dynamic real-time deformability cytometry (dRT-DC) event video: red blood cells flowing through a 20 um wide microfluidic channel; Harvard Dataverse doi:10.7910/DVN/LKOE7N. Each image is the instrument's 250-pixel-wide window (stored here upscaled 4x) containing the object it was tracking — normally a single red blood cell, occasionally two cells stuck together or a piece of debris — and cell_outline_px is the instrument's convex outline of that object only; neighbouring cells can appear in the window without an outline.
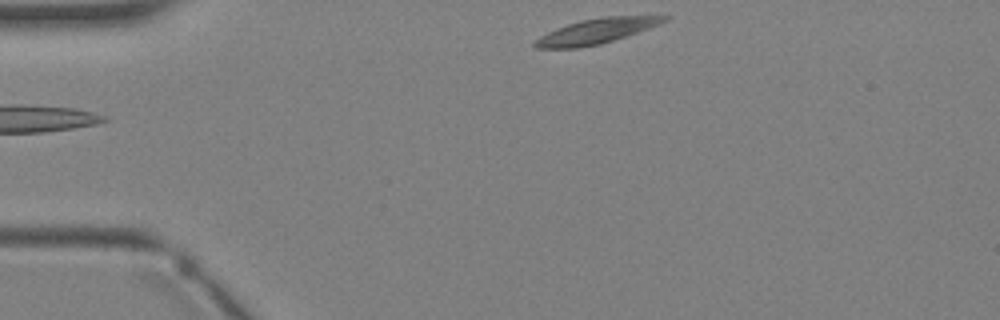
{"species": "Egyptian fruit bat (a non-hibernating species)", "species_latin": "Rousettus aegyptiacus", "temperature_condition": "warm", "stored_images_in_passage": 2, "camera_frame_rate_fps": 3000, "um_per_image_px": 0.085, "animal": {"sex": "female"}, "frame": {"image": 1, "passage_image": 2, "time_ms": 1.333, "image_size_px": [1000, 320], "cell_outline_px": [[668, 20], [660, 24], [600, 44], [580, 48], [536, 48], [532, 44], [532, 40], [556, 28], [580, 20], [604, 16], [668, 16]], "centroid_in_image_um": [50.61, 2.65], "position_along_channel_um": 34.4, "area_um2": 18.67}}